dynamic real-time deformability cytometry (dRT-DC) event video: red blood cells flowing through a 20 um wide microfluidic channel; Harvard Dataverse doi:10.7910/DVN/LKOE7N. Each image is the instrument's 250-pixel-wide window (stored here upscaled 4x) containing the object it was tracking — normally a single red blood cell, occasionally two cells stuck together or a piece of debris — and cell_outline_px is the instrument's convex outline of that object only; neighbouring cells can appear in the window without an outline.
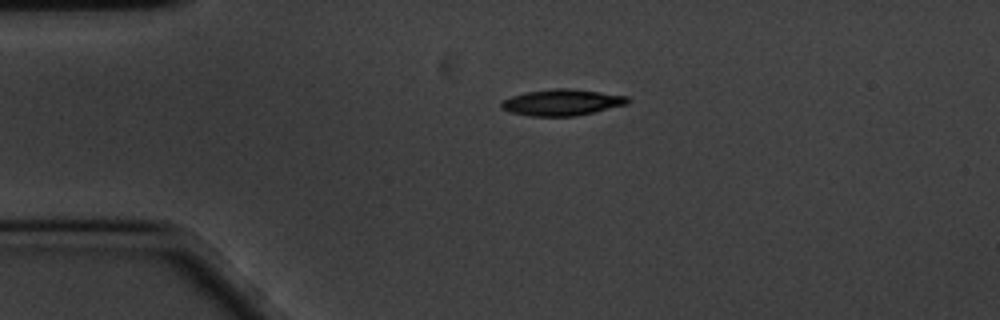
{"species": "common noctule bat (a hibernating species)", "species_latin": "Nyctalus noctula", "temperature_condition": "cold", "stored_images_in_passage": 47, "camera_frame_rate_fps": 3000, "um_per_image_px": 0.085, "animal": {"sex": "male", "body_mass_g": 20.1, "forearm_length_mm": 53.5}, "frame": {"image": 1, "passage_image": 1, "time_ms": 0.0, "image_size_px": [1000, 320], "cell_outline_px": [[628, 104], [576, 116], [528, 116], [508, 112], [500, 108], [500, 104], [504, 100], [512, 96], [524, 92], [556, 88], [572, 88], [628, 96]], "centroid_in_image_um": [47.73, 8.7], "position_along_channel_um": 37.3, "area_um2": 19.42}}
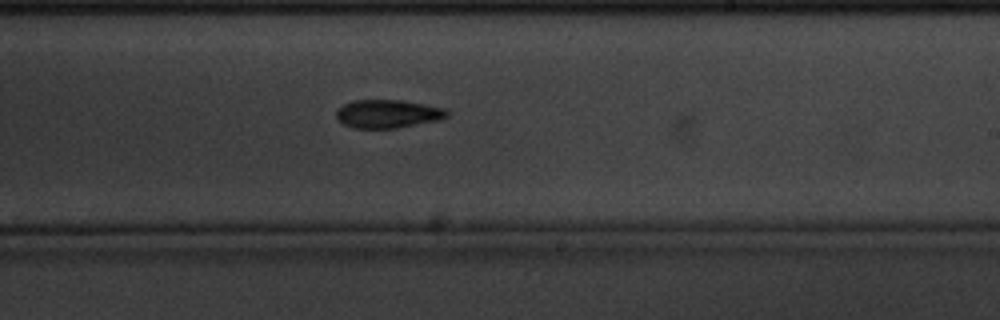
{"frame": {"image": 2, "passage_image": 23, "time_ms": 7.333, "image_size_px": [1000, 320], "cell_outline_px": [[448, 116], [440, 120], [396, 128], [352, 128], [344, 124], [336, 116], [336, 112], [344, 104], [352, 100], [400, 100], [448, 108]], "centroid_in_image_um": [33.0, 9.67], "position_along_channel_um": 256.0, "area_um2": 18.26}}
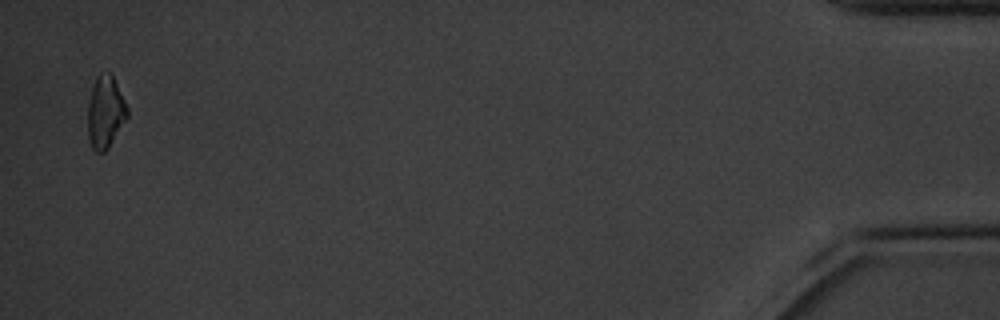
{"frame": {"image": 3, "passage_image": 46, "time_ms": 15.0, "image_size_px": [1000, 320], "cell_outline_px": [[128, 116], [108, 148], [104, 152], [96, 152], [92, 148], [88, 136], [88, 100], [96, 76], [100, 72], [112, 72], [128, 108]], "centroid_in_image_um": [8.95, 9.49], "position_along_channel_um": 426.2, "area_um2": 16.76}, "authors_computed_cell_mechanics": {"area_um2": 18.0914, "velocity_mm_per_s": 3.3811, "shape_relaxation_time_tau1_ms": 3.3859, "shape_relaxation_time_tau2_ms": null, "deformation_change_tau1": 0.1309, "deformation_change_tau2": null}}